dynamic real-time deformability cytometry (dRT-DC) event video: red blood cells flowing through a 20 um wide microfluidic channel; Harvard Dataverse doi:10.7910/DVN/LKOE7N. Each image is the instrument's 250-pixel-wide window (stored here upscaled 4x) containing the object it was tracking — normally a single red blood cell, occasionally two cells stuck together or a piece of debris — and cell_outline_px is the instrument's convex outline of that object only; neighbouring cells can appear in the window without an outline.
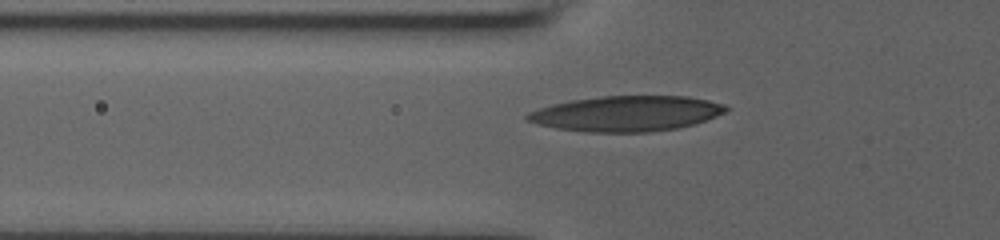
{"species": "human", "species_latin": "Homo sapiens", "temperature_condition": "room temperature", "stored_images_in_passage": 32, "camera_frame_rate_fps": 3000, "um_per_image_px": 0.085, "donor": {"sex": "male"}, "frame": {"image": 1, "passage_image": 2, "time_ms": 0.333, "image_size_px": [1000, 240], "cell_outline_px": [[728, 108], [724, 112], [716, 116], [696, 124], [676, 128], [648, 132], [584, 132], [556, 128], [536, 124], [528, 120], [524, 116], [528, 112], [552, 104], [572, 100], [600, 96], [688, 96], [708, 100], [724, 104]], "centroid_in_image_um": [53.24, 9.65], "position_along_channel_um": 72.6, "area_um2": 40.98}}
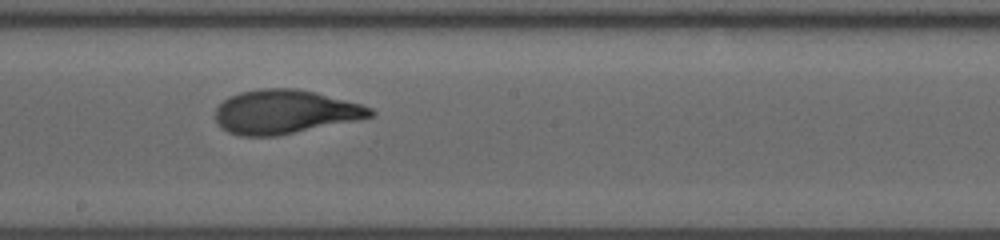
{"frame": {"image": 2, "passage_image": 14, "time_ms": 4.333, "image_size_px": [1000, 240], "cell_outline_px": [[376, 112], [372, 116], [360, 120], [276, 136], [240, 136], [228, 132], [220, 128], [216, 124], [216, 108], [228, 96], [240, 92], [264, 88], [296, 88], [360, 104], [372, 108]], "centroid_in_image_um": [24.19, 9.52], "position_along_channel_um": 224.0, "area_um2": 39.65}}
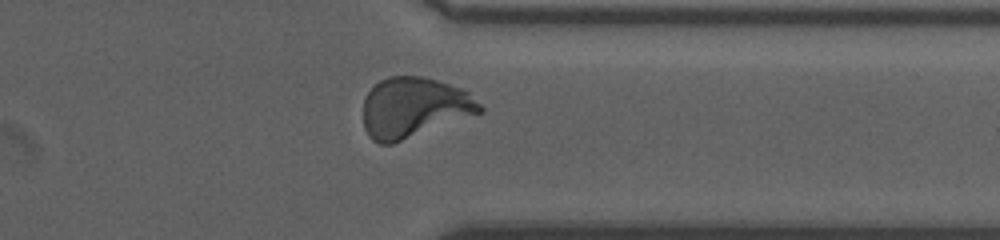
{"frame": {"image": 3, "passage_image": 26, "time_ms": 8.333, "image_size_px": [1000, 240], "cell_outline_px": [[484, 112], [392, 144], [380, 144], [372, 140], [368, 136], [364, 128], [364, 100], [368, 92], [380, 80], [388, 76], [420, 76], [436, 80], [460, 88], [468, 92], [484, 108]], "centroid_in_image_um": [35.19, 9.15], "position_along_channel_um": 376.2, "area_um2": 40.92}, "authors_computed_cell_mechanics": {"area_um2": 39.6508, "velocity_mm_per_s": 3.8233, "shape_relaxation_time_tau1_ms": 4.9431, "shape_relaxation_time_tau2_ms": 1.0547, "deformation_change_tau1": 0.2297, "deformation_change_tau2": 0.0685}}